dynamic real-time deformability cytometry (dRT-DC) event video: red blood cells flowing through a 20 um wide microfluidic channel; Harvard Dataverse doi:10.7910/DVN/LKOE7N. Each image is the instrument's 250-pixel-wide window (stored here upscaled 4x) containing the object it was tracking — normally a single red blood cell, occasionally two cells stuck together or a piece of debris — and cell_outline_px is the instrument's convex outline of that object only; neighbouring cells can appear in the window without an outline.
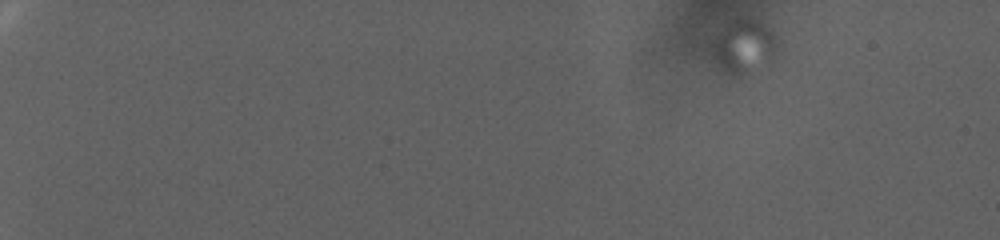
{"species": "human", "species_latin": "Homo sapiens", "temperature_condition": "warm", "stored_images_in_passage": 58, "camera_frame_rate_fps": 3000, "um_per_image_px": 0.085, "donor": {"sex": "female"}, "frame": {"image": 1, "passage_image": 1, "time_ms": 0.0, "image_size_px": [1000, 240], "cell_outline_px": [[776, 52], [768, 64], [736, 76], [720, 68], [716, 56], [716, 44], [724, 28], [728, 24], [736, 20], [752, 20], [760, 24], [772, 32], [776, 40]], "centroid_in_image_um": [63.31, 3.99], "position_along_channel_um": 21.7, "area_um2": 18.5}}